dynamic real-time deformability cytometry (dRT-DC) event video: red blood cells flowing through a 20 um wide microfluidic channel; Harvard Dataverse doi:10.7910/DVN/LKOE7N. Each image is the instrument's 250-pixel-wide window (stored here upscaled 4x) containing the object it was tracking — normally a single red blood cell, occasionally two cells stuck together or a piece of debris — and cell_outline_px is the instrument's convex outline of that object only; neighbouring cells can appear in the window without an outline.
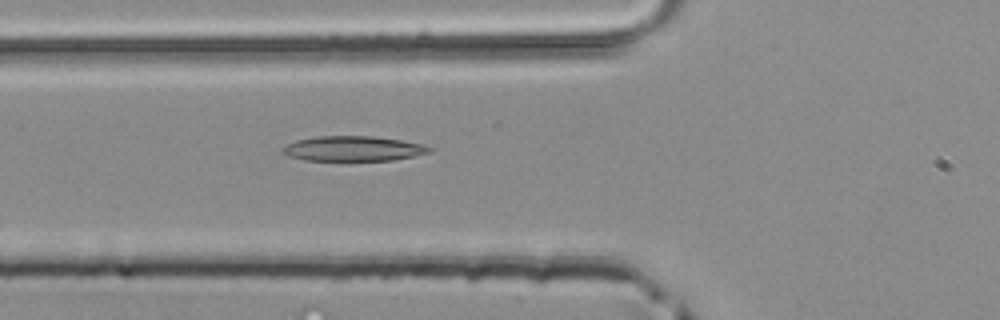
{"species": "common noctule bat (a hibernating species)", "species_latin": "Nyctalus noctula", "temperature_condition": "room temperature", "stored_images_in_passage": 37, "camera_frame_rate_fps": 3000, "um_per_image_px": 0.085, "animal": {"sex": "male", "body_mass_g": 20.4}, "frame": {"image": 1, "passage_image": 9, "time_ms": 2.667, "image_size_px": [1000, 320], "cell_outline_px": [[432, 152], [392, 160], [304, 160], [288, 156], [280, 148], [296, 140], [316, 136], [372, 136], [400, 140], [424, 144], [432, 148]], "centroid_in_image_um": [30.02, 12.62], "position_along_channel_um": 95.8, "area_um2": 21.27}}
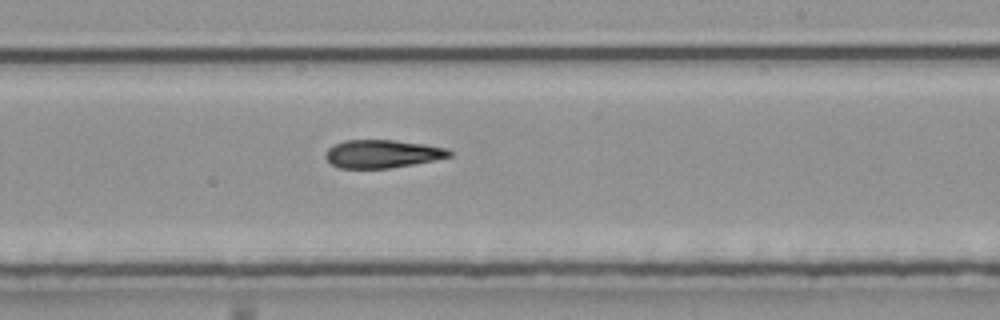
{"frame": {"image": 2, "passage_image": 20, "time_ms": 6.333, "image_size_px": [1000, 320], "cell_outline_px": [[452, 156], [412, 164], [388, 168], [340, 168], [332, 164], [324, 156], [324, 152], [328, 148], [344, 140], [392, 140], [424, 144], [448, 148], [452, 152]], "centroid_in_image_um": [32.48, 13.07], "position_along_channel_um": 256.5, "area_um2": 20.11}}
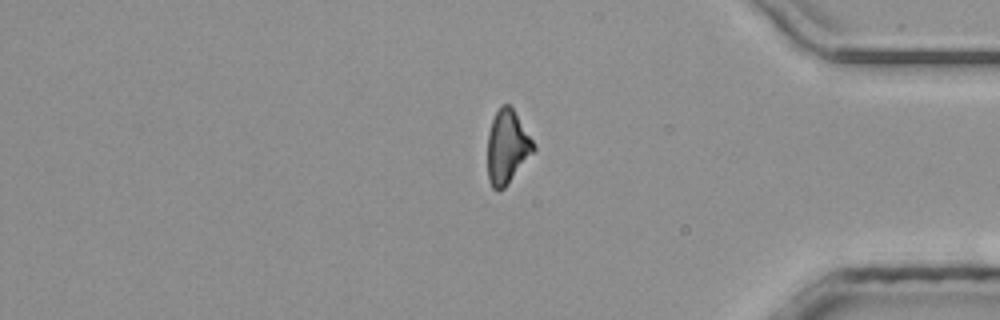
{"frame": {"image": 3, "passage_image": 31, "time_ms": 10.0, "image_size_px": [1000, 320], "cell_outline_px": [[536, 148], [508, 184], [504, 188], [496, 192], [492, 188], [488, 180], [488, 132], [492, 120], [500, 104], [508, 104], [512, 108], [536, 144]], "centroid_in_image_um": [43.1, 12.5], "position_along_channel_um": 392.1, "area_um2": 19.71}}